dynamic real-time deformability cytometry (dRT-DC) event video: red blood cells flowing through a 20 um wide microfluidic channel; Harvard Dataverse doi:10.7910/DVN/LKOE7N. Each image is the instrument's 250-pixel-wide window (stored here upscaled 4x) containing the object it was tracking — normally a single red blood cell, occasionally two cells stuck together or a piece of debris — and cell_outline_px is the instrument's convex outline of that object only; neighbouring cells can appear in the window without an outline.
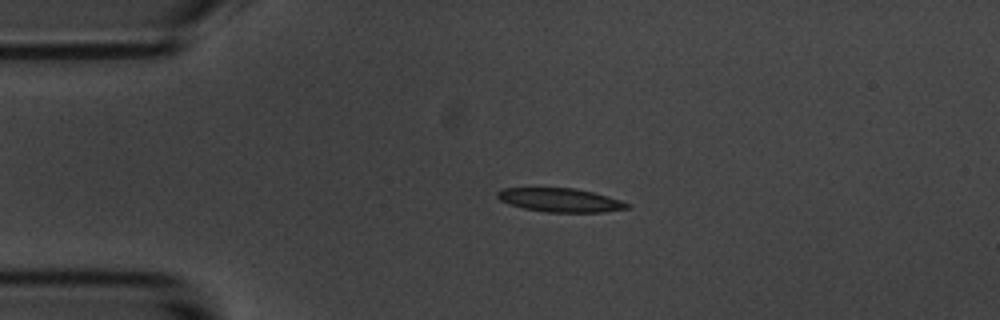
{"species": "common noctule bat (a hibernating species)", "species_latin": "Nyctalus noctula", "temperature_condition": "room temperature", "stored_images_in_passage": 54, "camera_frame_rate_fps": 3000, "um_per_image_px": 0.085, "animal": {"sex": "male", "body_mass_g": 20.1, "forearm_length_mm": 53.5}, "frame": {"image": 1, "passage_image": 11, "time_ms": 3.333, "image_size_px": [1000, 320], "cell_outline_px": [[632, 204], [628, 208], [604, 212], [544, 212], [524, 208], [508, 204], [500, 200], [496, 196], [496, 192], [500, 188], [576, 188], [608, 196]], "centroid_in_image_um": [47.6, 17.0], "position_along_channel_um": 37.4, "area_um2": 18.03}}
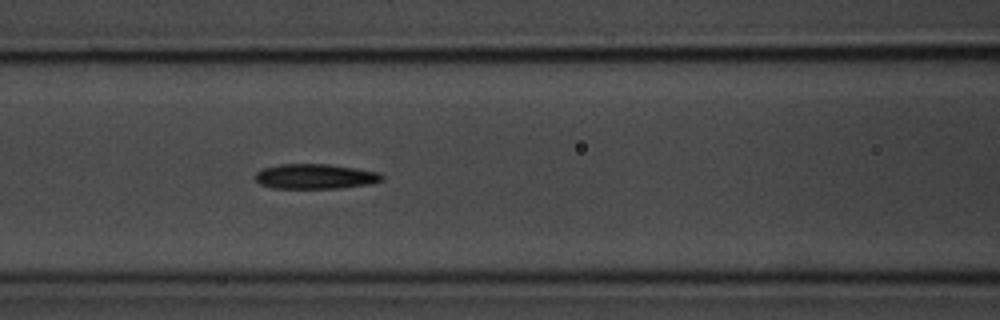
{"frame": {"image": 2, "passage_image": 22, "time_ms": 7.0, "image_size_px": [1000, 320], "cell_outline_px": [[384, 180], [372, 184], [340, 188], [272, 188], [260, 184], [256, 180], [256, 172], [264, 168], [280, 164], [328, 164], [356, 168], [380, 172], [384, 176]], "centroid_in_image_um": [26.85, 15.0], "position_along_channel_um": 139.8, "area_um2": 18.55}}
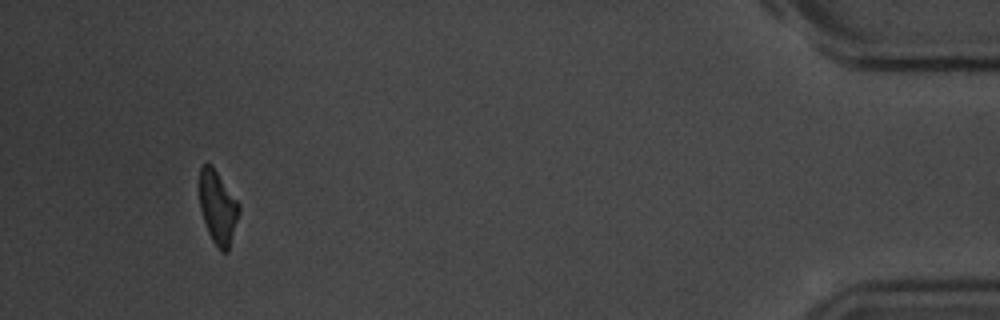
{"frame": {"image": 3, "passage_image": 51, "time_ms": 16.667, "image_size_px": [1000, 320], "cell_outline_px": [[240, 212], [228, 252], [220, 252], [212, 240], [208, 232], [200, 208], [200, 164], [212, 164], [240, 204]], "centroid_in_image_um": [18.53, 17.63], "position_along_channel_um": 416.7, "area_um2": 16.99}, "authors_computed_cell_mechanics": {"area_um2": 18.2648, "velocity_mm_per_s": 3.5965, "shape_relaxation_time_tau1_ms": 3.5775, "shape_relaxation_time_tau2_ms": 6.3252, "deformation_change_tau1": 0.1656, "deformation_change_tau2": 0.1607}}